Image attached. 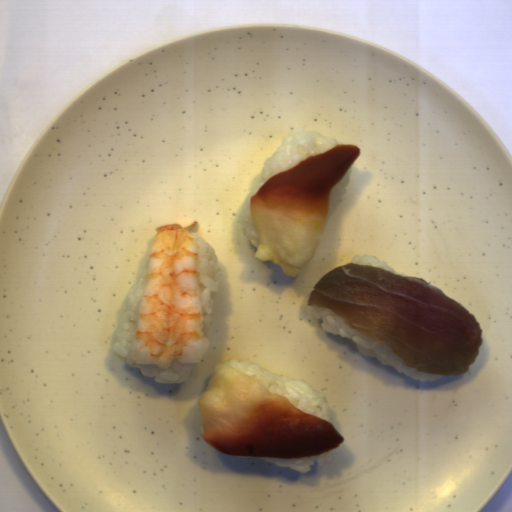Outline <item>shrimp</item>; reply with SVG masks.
<instances>
[{
  "label": "shrimp",
  "instance_id": "shrimp-1",
  "mask_svg": "<svg viewBox=\"0 0 512 512\" xmlns=\"http://www.w3.org/2000/svg\"><path fill=\"white\" fill-rule=\"evenodd\" d=\"M178 223L158 226L152 236L137 329L131 341L136 364L166 370L173 358L201 362L211 341L204 332L200 245Z\"/></svg>",
  "mask_w": 512,
  "mask_h": 512
}]
</instances>
